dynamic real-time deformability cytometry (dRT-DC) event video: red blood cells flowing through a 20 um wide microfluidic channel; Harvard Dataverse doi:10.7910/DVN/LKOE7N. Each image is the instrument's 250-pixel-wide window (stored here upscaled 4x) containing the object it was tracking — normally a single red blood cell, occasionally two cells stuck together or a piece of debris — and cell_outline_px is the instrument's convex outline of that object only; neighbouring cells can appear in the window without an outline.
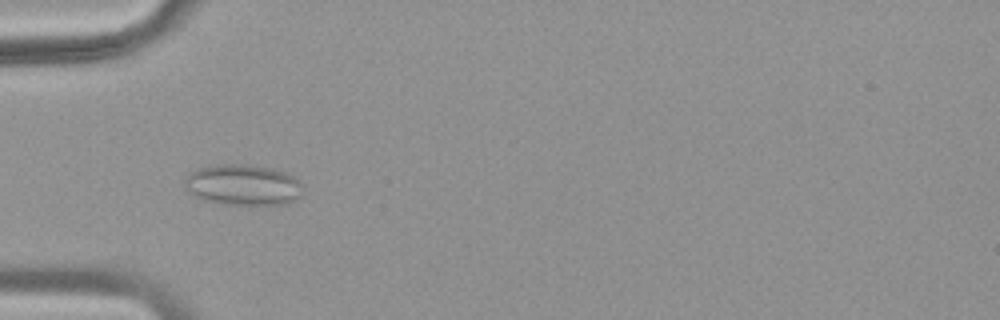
{"species": "common noctule bat (a hibernating species)", "species_latin": "Nyctalus noctula", "temperature_condition": "warm", "stored_images_in_passage": 35, "camera_frame_rate_fps": 3000, "um_per_image_px": 0.085, "animal": {"sex": "female", "body_mass_g": 18.4}, "frame": {"image": 1, "passage_image": 1, "time_ms": 0.0, "image_size_px": [1000, 320], "cell_outline_px": [[304, 188], [300, 196], [296, 200], [288, 204], [220, 204], [204, 200], [192, 196], [188, 192], [184, 184], [184, 180], [192, 172], [208, 164], [244, 164], [272, 168], [284, 172], [300, 180]], "centroid_in_image_um": [20.66, 15.72], "position_along_channel_um": 64.3, "area_um2": 28.5}}
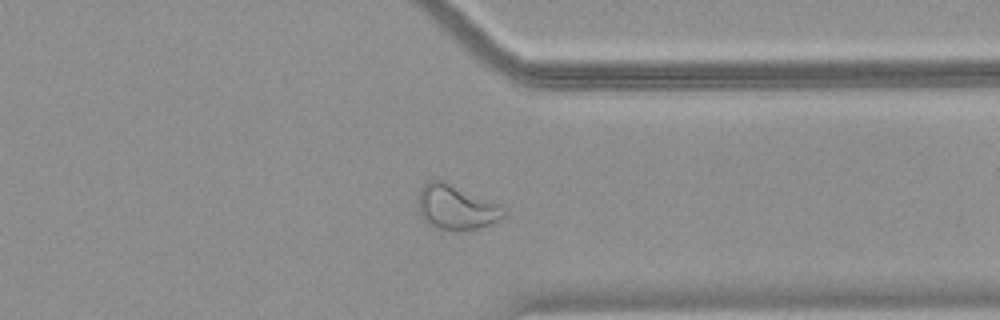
{"frame": {"image": 2, "passage_image": 24, "time_ms": 7.667, "image_size_px": [1000, 320], "cell_outline_px": [[508, 212], [504, 216], [492, 224], [476, 228], [436, 228], [428, 224], [420, 216], [416, 208], [416, 200], [420, 188], [428, 180], [448, 180], [504, 208]], "centroid_in_image_um": [38.7, 17.56], "position_along_channel_um": 372.7, "area_um2": 22.37}}
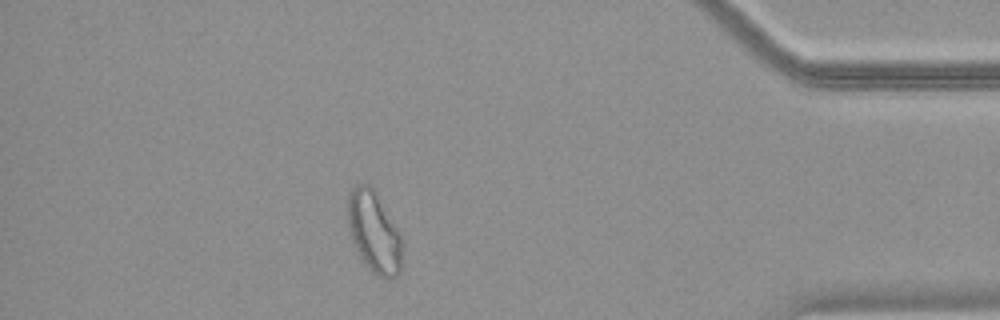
{"frame": {"image": 3, "passage_image": 29, "time_ms": 9.333, "image_size_px": [1000, 320], "cell_outline_px": [[400, 272], [396, 276], [376, 276], [364, 264], [352, 240], [348, 224], [348, 196], [352, 188], [356, 184], [368, 184], [376, 192], [400, 232]], "centroid_in_image_um": [31.77, 19.69], "position_along_channel_um": 403.4, "area_um2": 25.26}}